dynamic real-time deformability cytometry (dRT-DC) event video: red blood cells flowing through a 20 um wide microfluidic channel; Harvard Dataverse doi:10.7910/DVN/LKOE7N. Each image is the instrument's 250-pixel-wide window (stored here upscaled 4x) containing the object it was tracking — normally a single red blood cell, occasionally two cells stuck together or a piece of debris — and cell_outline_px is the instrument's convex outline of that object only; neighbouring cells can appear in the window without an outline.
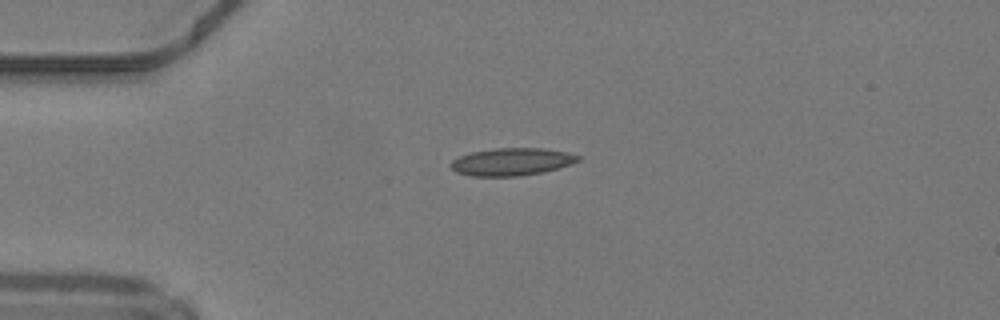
{"species": "common noctule bat (a hibernating species)", "species_latin": "Nyctalus noctula", "temperature_condition": "warm", "stored_images_in_passage": 37, "camera_frame_rate_fps": 3000, "um_per_image_px": 0.085, "animal": {"sex": "male", "body_mass_g": 19.2, "forearm_length_mm": 51.8}, "frame": {"image": 1, "passage_image": 1, "time_ms": 0.0, "image_size_px": [1000, 320], "cell_outline_px": [[580, 160], [544, 172], [516, 176], [468, 176], [456, 172], [448, 164], [452, 160], [460, 156], [472, 152], [492, 148], [544, 148], [564, 152], [580, 156]], "centroid_in_image_um": [43.43, 13.75], "position_along_channel_um": 41.6, "area_um2": 20.29}}
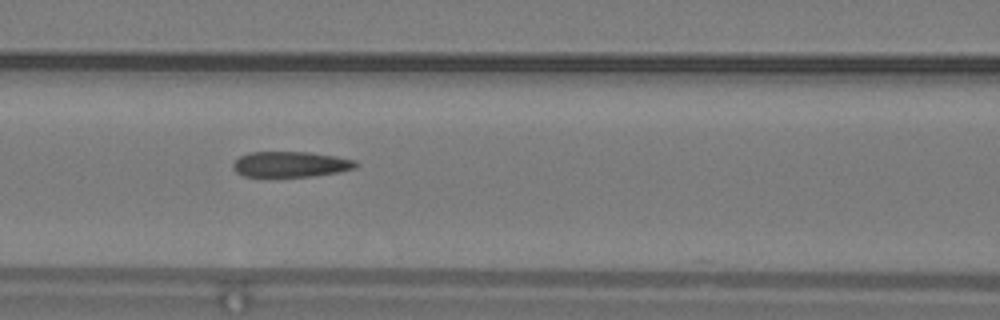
{"frame": {"image": 2, "passage_image": 10, "time_ms": 3.0, "image_size_px": [1000, 320], "cell_outline_px": [[360, 164], [356, 168], [340, 172], [312, 176], [244, 176], [236, 172], [232, 168], [232, 164], [240, 156], [248, 152], [308, 152], [336, 156], [356, 160]], "centroid_in_image_um": [24.74, 13.96], "position_along_channel_um": 141.9, "area_um2": 18.38}}
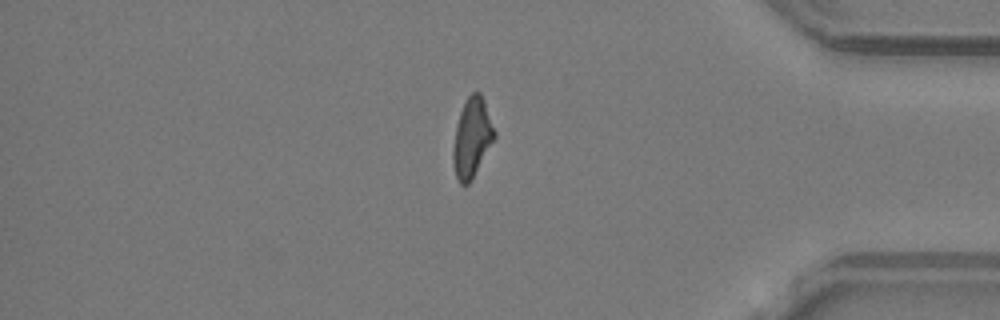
{"frame": {"image": 3, "passage_image": 30, "time_ms": 9.667, "image_size_px": [1000, 320], "cell_outline_px": [[496, 136], [472, 180], [468, 184], [460, 184], [456, 176], [452, 160], [452, 148], [456, 128], [460, 112], [468, 96], [472, 92], [480, 92], [484, 100], [496, 132]], "centroid_in_image_um": [40.12, 11.72], "position_along_channel_um": 395.1, "area_um2": 19.02}, "authors_computed_cell_mechanics": {"area_um2": 19.2474, "velocity_mm_per_s": 4.2336, "shape_relaxation_time_tau1_ms": null, "shape_relaxation_time_tau2_ms": 2.2313, "deformation_change_tau1": null, "deformation_change_tau2": 0.1085}}